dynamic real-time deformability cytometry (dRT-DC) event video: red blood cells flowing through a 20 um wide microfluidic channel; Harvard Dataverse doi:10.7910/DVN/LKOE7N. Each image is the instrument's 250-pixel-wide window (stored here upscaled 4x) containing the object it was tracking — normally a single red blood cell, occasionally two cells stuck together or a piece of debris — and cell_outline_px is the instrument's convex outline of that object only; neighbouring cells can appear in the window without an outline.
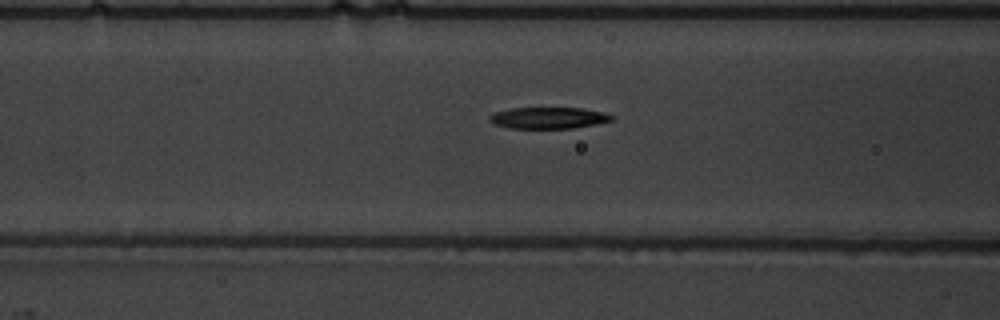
{"species": "common noctule bat (a hibernating species)", "species_latin": "Nyctalus noctula", "temperature_condition": "warm", "stored_images_in_passage": 41, "camera_frame_rate_fps": 3000, "um_per_image_px": 0.085, "animal": {"sex": "male", "body_mass_g": 19.5, "forearm_length_mm": 54.6}, "frame": {"image": 1, "passage_image": 9, "time_ms": 2.667, "image_size_px": [1000, 320], "cell_outline_px": [[612, 120], [596, 124], [572, 128], [508, 128], [496, 124], [488, 120], [488, 116], [496, 112], [512, 108], [580, 108], [604, 112], [612, 116]], "centroid_in_image_um": [46.6, 10.02], "position_along_channel_um": 120.0, "area_um2": 15.09}}
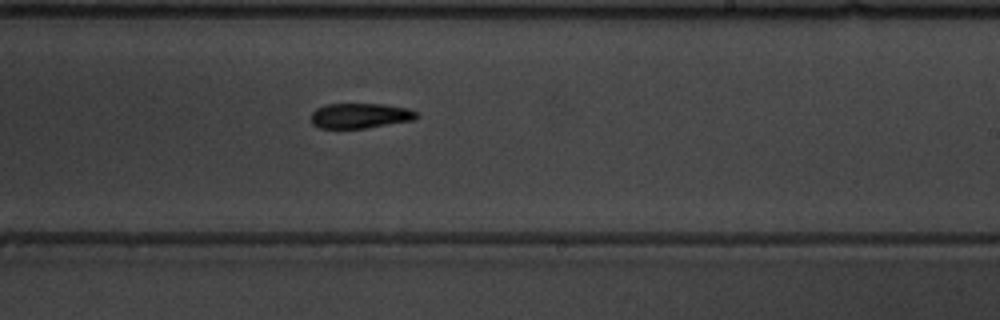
{"frame": {"image": 2, "passage_image": 20, "time_ms": 6.333, "image_size_px": [1000, 320], "cell_outline_px": [[420, 116], [416, 120], [364, 128], [320, 128], [312, 124], [312, 112], [316, 108], [324, 104], [384, 104], [408, 108], [416, 112]], "centroid_in_image_um": [30.64, 9.83], "position_along_channel_um": 258.4, "area_um2": 15.55}}
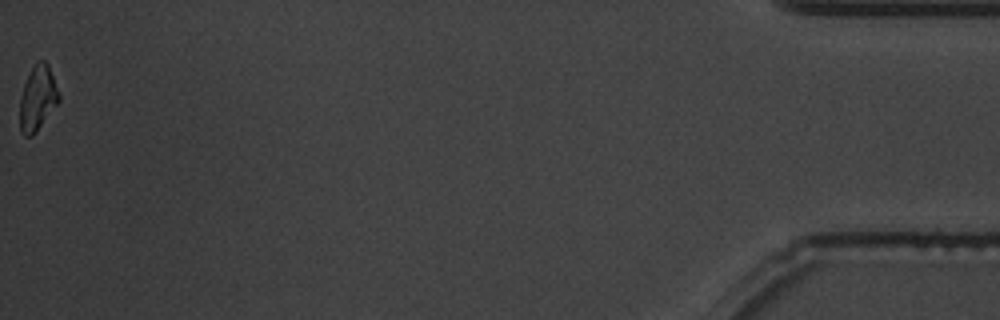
{"frame": {"image": 3, "passage_image": 41, "time_ms": 13.333, "image_size_px": [1000, 320], "cell_outline_px": [[60, 100], [36, 132], [32, 136], [24, 136], [20, 132], [20, 96], [24, 84], [36, 60], [44, 60], [48, 64], [60, 96]], "centroid_in_image_um": [3.19, 8.35], "position_along_channel_um": 432.0, "area_um2": 14.68}, "authors_computed_cell_mechanics": {"area_um2": 15.7216, "velocity_mm_per_s": 3.7772, "shape_relaxation_time_tau1_ms": 3.6132, "shape_relaxation_time_tau2_ms": 4.6376, "deformation_change_tau1": 0.1498, "deformation_change_tau2": 0.1163}}